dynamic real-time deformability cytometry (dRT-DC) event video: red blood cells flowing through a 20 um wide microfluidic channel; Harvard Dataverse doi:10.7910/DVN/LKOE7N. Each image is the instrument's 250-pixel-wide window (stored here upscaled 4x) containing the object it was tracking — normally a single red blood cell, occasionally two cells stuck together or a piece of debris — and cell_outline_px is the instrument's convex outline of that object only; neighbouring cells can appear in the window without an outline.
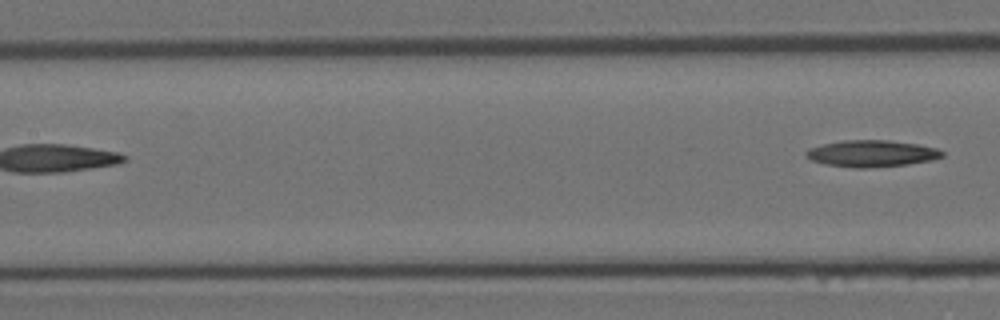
{"species": "Egyptian fruit bat (a non-hibernating species)", "species_latin": "Rousettus aegyptiacus", "temperature_condition": "room temperature", "stored_images_in_passage": 10, "segment_of_instrument_passage": [2, 2], "camera_frame_rate_fps": 3000, "um_per_image_px": 0.085, "animal": {"sex": "female"}, "frame": {"image": 1, "passage_image": 10, "time_ms": 3.0, "image_size_px": [1000, 320], "cell_outline_px": [[944, 156], [932, 160], [908, 164], [864, 168], [856, 168], [824, 164], [812, 160], [804, 152], [808, 148], [824, 144], [844, 140], [888, 140], [916, 144], [936, 148], [944, 152]], "centroid_in_image_um": [74.1, 13.05], "position_along_channel_um": 133.3, "area_um2": 20.98}}